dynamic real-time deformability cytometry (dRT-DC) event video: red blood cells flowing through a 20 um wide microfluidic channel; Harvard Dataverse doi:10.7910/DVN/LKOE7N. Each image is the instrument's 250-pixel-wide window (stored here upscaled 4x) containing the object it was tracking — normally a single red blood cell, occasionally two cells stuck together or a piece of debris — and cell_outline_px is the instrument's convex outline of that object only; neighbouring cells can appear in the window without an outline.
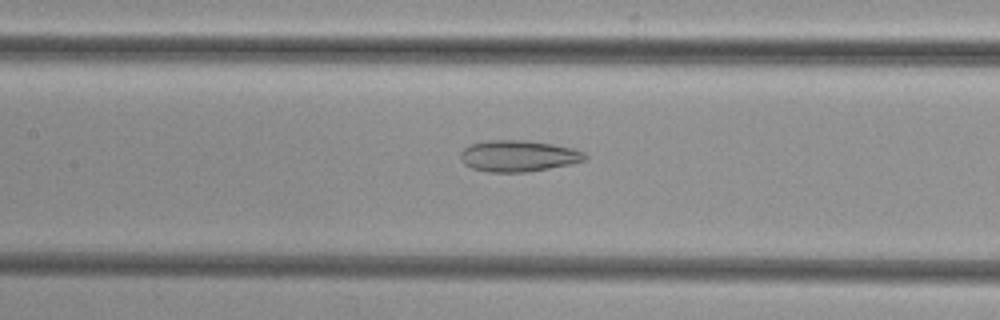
{"species": "common noctule bat (a hibernating species)", "species_latin": "Nyctalus noctula", "temperature_condition": "cold", "stored_images_in_passage": 44, "camera_frame_rate_fps": 3000, "um_per_image_px": 0.085, "animal": {"sex": "female", "body_mass_g": 29.2, "forearm_length_mm": 56.3}, "frame": {"image": 1, "passage_image": 23, "time_ms": 7.333, "image_size_px": [1000, 320], "cell_outline_px": [[588, 156], [584, 160], [572, 164], [528, 172], [488, 172], [472, 168], [464, 164], [460, 160], [460, 152], [464, 148], [472, 144], [492, 140], [524, 140], [552, 144], [572, 148], [584, 152]], "centroid_in_image_um": [44.06, 13.26], "position_along_channel_um": 163.3, "area_um2": 22.72}}
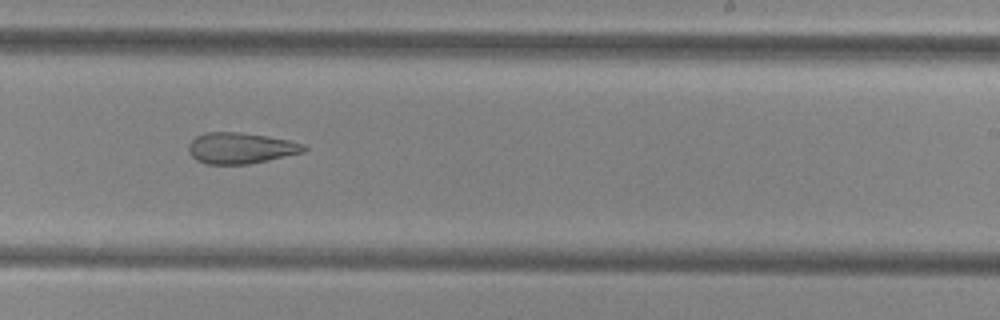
{"frame": {"image": 2, "passage_image": 31, "time_ms": 10.0, "image_size_px": [1000, 320], "cell_outline_px": [[308, 148], [304, 152], [268, 160], [248, 164], [208, 164], [196, 160], [192, 156], [188, 148], [188, 144], [196, 136], [204, 132], [240, 132], [292, 140], [304, 144]], "centroid_in_image_um": [20.47, 12.58], "position_along_channel_um": 268.5, "area_um2": 20.92}}
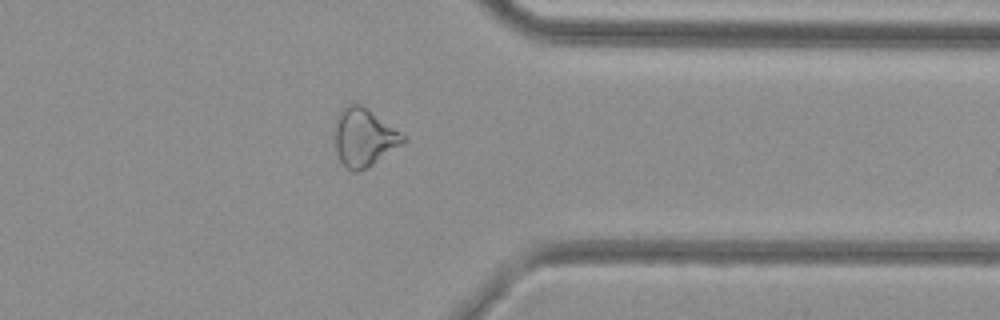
{"frame": {"image": 3, "passage_image": 40, "time_ms": 13.0, "image_size_px": [1000, 320], "cell_outline_px": [[408, 140], [404, 144], [368, 168], [356, 172], [352, 172], [340, 160], [332, 140], [332, 128], [340, 112], [352, 100], [360, 104], [408, 136]], "centroid_in_image_um": [30.93, 11.68], "position_along_channel_um": 380.5, "area_um2": 23.81}}